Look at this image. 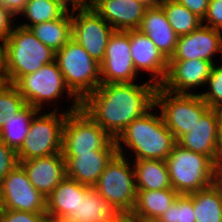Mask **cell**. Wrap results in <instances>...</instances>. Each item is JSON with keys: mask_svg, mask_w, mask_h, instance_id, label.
Here are the masks:
<instances>
[{"mask_svg": "<svg viewBox=\"0 0 222 222\" xmlns=\"http://www.w3.org/2000/svg\"><path fill=\"white\" fill-rule=\"evenodd\" d=\"M156 88L149 80L141 85L101 84L81 101L80 108L116 139L131 122L154 106Z\"/></svg>", "mask_w": 222, "mask_h": 222, "instance_id": "cell-1", "label": "cell"}, {"mask_svg": "<svg viewBox=\"0 0 222 222\" xmlns=\"http://www.w3.org/2000/svg\"><path fill=\"white\" fill-rule=\"evenodd\" d=\"M154 108L131 122L115 139L118 154L125 156L124 144L131 150L130 154L134 153L136 158L133 160L167 159L177 140L164 124L161 114L153 112Z\"/></svg>", "mask_w": 222, "mask_h": 222, "instance_id": "cell-2", "label": "cell"}, {"mask_svg": "<svg viewBox=\"0 0 222 222\" xmlns=\"http://www.w3.org/2000/svg\"><path fill=\"white\" fill-rule=\"evenodd\" d=\"M55 61V52L38 40L29 28L14 26L5 40L4 73L7 83L38 71Z\"/></svg>", "mask_w": 222, "mask_h": 222, "instance_id": "cell-3", "label": "cell"}, {"mask_svg": "<svg viewBox=\"0 0 222 222\" xmlns=\"http://www.w3.org/2000/svg\"><path fill=\"white\" fill-rule=\"evenodd\" d=\"M165 161L171 186L179 194H190L216 182V164L178 143Z\"/></svg>", "mask_w": 222, "mask_h": 222, "instance_id": "cell-4", "label": "cell"}, {"mask_svg": "<svg viewBox=\"0 0 222 222\" xmlns=\"http://www.w3.org/2000/svg\"><path fill=\"white\" fill-rule=\"evenodd\" d=\"M55 61L67 87L80 101L101 85L100 63L72 38L55 52Z\"/></svg>", "mask_w": 222, "mask_h": 222, "instance_id": "cell-5", "label": "cell"}, {"mask_svg": "<svg viewBox=\"0 0 222 222\" xmlns=\"http://www.w3.org/2000/svg\"><path fill=\"white\" fill-rule=\"evenodd\" d=\"M80 107H69L58 115V106L51 112L36 114L21 148L16 152L18 161L45 157L62 152L63 126L67 113Z\"/></svg>", "mask_w": 222, "mask_h": 222, "instance_id": "cell-6", "label": "cell"}, {"mask_svg": "<svg viewBox=\"0 0 222 222\" xmlns=\"http://www.w3.org/2000/svg\"><path fill=\"white\" fill-rule=\"evenodd\" d=\"M127 156L117 153L93 186L120 213H132L137 198L134 169Z\"/></svg>", "mask_w": 222, "mask_h": 222, "instance_id": "cell-7", "label": "cell"}, {"mask_svg": "<svg viewBox=\"0 0 222 222\" xmlns=\"http://www.w3.org/2000/svg\"><path fill=\"white\" fill-rule=\"evenodd\" d=\"M13 85L27 104L41 111L42 108L45 110L43 106L45 103L48 105L50 102L59 101L66 92L70 98L73 97L72 107H81V101L67 87L56 61L20 77Z\"/></svg>", "mask_w": 222, "mask_h": 222, "instance_id": "cell-8", "label": "cell"}, {"mask_svg": "<svg viewBox=\"0 0 222 222\" xmlns=\"http://www.w3.org/2000/svg\"><path fill=\"white\" fill-rule=\"evenodd\" d=\"M154 106L160 108L164 124L176 140L188 133L209 108L198 93L175 94L157 86Z\"/></svg>", "mask_w": 222, "mask_h": 222, "instance_id": "cell-9", "label": "cell"}, {"mask_svg": "<svg viewBox=\"0 0 222 222\" xmlns=\"http://www.w3.org/2000/svg\"><path fill=\"white\" fill-rule=\"evenodd\" d=\"M114 139L83 109L67 113L63 126V156H79L105 149Z\"/></svg>", "mask_w": 222, "mask_h": 222, "instance_id": "cell-10", "label": "cell"}, {"mask_svg": "<svg viewBox=\"0 0 222 222\" xmlns=\"http://www.w3.org/2000/svg\"><path fill=\"white\" fill-rule=\"evenodd\" d=\"M76 11H79L77 15ZM71 16L72 39L94 60L101 63L114 29L91 6H72Z\"/></svg>", "mask_w": 222, "mask_h": 222, "instance_id": "cell-11", "label": "cell"}, {"mask_svg": "<svg viewBox=\"0 0 222 222\" xmlns=\"http://www.w3.org/2000/svg\"><path fill=\"white\" fill-rule=\"evenodd\" d=\"M0 197L3 210L46 213V198L29 181L20 163L1 181Z\"/></svg>", "mask_w": 222, "mask_h": 222, "instance_id": "cell-12", "label": "cell"}, {"mask_svg": "<svg viewBox=\"0 0 222 222\" xmlns=\"http://www.w3.org/2000/svg\"><path fill=\"white\" fill-rule=\"evenodd\" d=\"M137 76L131 55L130 30H114L100 63L101 84L132 83Z\"/></svg>", "mask_w": 222, "mask_h": 222, "instance_id": "cell-13", "label": "cell"}, {"mask_svg": "<svg viewBox=\"0 0 222 222\" xmlns=\"http://www.w3.org/2000/svg\"><path fill=\"white\" fill-rule=\"evenodd\" d=\"M212 66V62L201 59L169 60L166 78L160 86L175 94H193L192 89L206 84Z\"/></svg>", "mask_w": 222, "mask_h": 222, "instance_id": "cell-14", "label": "cell"}, {"mask_svg": "<svg viewBox=\"0 0 222 222\" xmlns=\"http://www.w3.org/2000/svg\"><path fill=\"white\" fill-rule=\"evenodd\" d=\"M218 52H222V31L202 24L193 32L178 38L175 52L169 60L201 59L214 64L213 58Z\"/></svg>", "mask_w": 222, "mask_h": 222, "instance_id": "cell-15", "label": "cell"}, {"mask_svg": "<svg viewBox=\"0 0 222 222\" xmlns=\"http://www.w3.org/2000/svg\"><path fill=\"white\" fill-rule=\"evenodd\" d=\"M130 46L134 67L151 75L150 82L160 86L167 75L169 60L158 50L150 38L140 30H130Z\"/></svg>", "mask_w": 222, "mask_h": 222, "instance_id": "cell-16", "label": "cell"}, {"mask_svg": "<svg viewBox=\"0 0 222 222\" xmlns=\"http://www.w3.org/2000/svg\"><path fill=\"white\" fill-rule=\"evenodd\" d=\"M221 111L208 108L188 133L182 135L177 143L182 147L208 156L217 164V146Z\"/></svg>", "mask_w": 222, "mask_h": 222, "instance_id": "cell-17", "label": "cell"}, {"mask_svg": "<svg viewBox=\"0 0 222 222\" xmlns=\"http://www.w3.org/2000/svg\"><path fill=\"white\" fill-rule=\"evenodd\" d=\"M117 153L114 139L105 149L93 150V153H79V156H63L66 163V177L93 187Z\"/></svg>", "mask_w": 222, "mask_h": 222, "instance_id": "cell-18", "label": "cell"}, {"mask_svg": "<svg viewBox=\"0 0 222 222\" xmlns=\"http://www.w3.org/2000/svg\"><path fill=\"white\" fill-rule=\"evenodd\" d=\"M114 30H135L149 7L139 0H94L90 5Z\"/></svg>", "mask_w": 222, "mask_h": 222, "instance_id": "cell-19", "label": "cell"}, {"mask_svg": "<svg viewBox=\"0 0 222 222\" xmlns=\"http://www.w3.org/2000/svg\"><path fill=\"white\" fill-rule=\"evenodd\" d=\"M27 172L29 181L45 198L66 177V163L62 152L45 157L18 161Z\"/></svg>", "mask_w": 222, "mask_h": 222, "instance_id": "cell-20", "label": "cell"}, {"mask_svg": "<svg viewBox=\"0 0 222 222\" xmlns=\"http://www.w3.org/2000/svg\"><path fill=\"white\" fill-rule=\"evenodd\" d=\"M138 30L147 35L168 60L171 58L179 36L170 26L166 14L159 4L147 8Z\"/></svg>", "mask_w": 222, "mask_h": 222, "instance_id": "cell-21", "label": "cell"}, {"mask_svg": "<svg viewBox=\"0 0 222 222\" xmlns=\"http://www.w3.org/2000/svg\"><path fill=\"white\" fill-rule=\"evenodd\" d=\"M179 193L173 188L152 190H137L133 217L138 222H156L176 201Z\"/></svg>", "mask_w": 222, "mask_h": 222, "instance_id": "cell-22", "label": "cell"}, {"mask_svg": "<svg viewBox=\"0 0 222 222\" xmlns=\"http://www.w3.org/2000/svg\"><path fill=\"white\" fill-rule=\"evenodd\" d=\"M80 196H84V184L65 177L46 198V214L48 216L78 214Z\"/></svg>", "mask_w": 222, "mask_h": 222, "instance_id": "cell-23", "label": "cell"}, {"mask_svg": "<svg viewBox=\"0 0 222 222\" xmlns=\"http://www.w3.org/2000/svg\"><path fill=\"white\" fill-rule=\"evenodd\" d=\"M137 190L172 188L165 160L143 159L132 162Z\"/></svg>", "mask_w": 222, "mask_h": 222, "instance_id": "cell-24", "label": "cell"}, {"mask_svg": "<svg viewBox=\"0 0 222 222\" xmlns=\"http://www.w3.org/2000/svg\"><path fill=\"white\" fill-rule=\"evenodd\" d=\"M118 212L93 187L84 185V196H80L78 214L71 217L78 222H110Z\"/></svg>", "mask_w": 222, "mask_h": 222, "instance_id": "cell-25", "label": "cell"}, {"mask_svg": "<svg viewBox=\"0 0 222 222\" xmlns=\"http://www.w3.org/2000/svg\"><path fill=\"white\" fill-rule=\"evenodd\" d=\"M29 29L40 42L56 52L72 38L71 11H68L62 18L38 23Z\"/></svg>", "mask_w": 222, "mask_h": 222, "instance_id": "cell-26", "label": "cell"}, {"mask_svg": "<svg viewBox=\"0 0 222 222\" xmlns=\"http://www.w3.org/2000/svg\"><path fill=\"white\" fill-rule=\"evenodd\" d=\"M193 207L196 222H222V187L215 182L193 192Z\"/></svg>", "mask_w": 222, "mask_h": 222, "instance_id": "cell-27", "label": "cell"}, {"mask_svg": "<svg viewBox=\"0 0 222 222\" xmlns=\"http://www.w3.org/2000/svg\"><path fill=\"white\" fill-rule=\"evenodd\" d=\"M40 110L26 104L15 117L5 123L0 130V140L17 152L24 143L33 117Z\"/></svg>", "mask_w": 222, "mask_h": 222, "instance_id": "cell-28", "label": "cell"}, {"mask_svg": "<svg viewBox=\"0 0 222 222\" xmlns=\"http://www.w3.org/2000/svg\"><path fill=\"white\" fill-rule=\"evenodd\" d=\"M68 5L70 6L66 0H28L19 15L29 19L30 23L20 26L30 28L38 23L62 18L71 10Z\"/></svg>", "mask_w": 222, "mask_h": 222, "instance_id": "cell-29", "label": "cell"}, {"mask_svg": "<svg viewBox=\"0 0 222 222\" xmlns=\"http://www.w3.org/2000/svg\"><path fill=\"white\" fill-rule=\"evenodd\" d=\"M167 20L174 32L180 37L187 35L202 25V20L177 0H161Z\"/></svg>", "mask_w": 222, "mask_h": 222, "instance_id": "cell-30", "label": "cell"}, {"mask_svg": "<svg viewBox=\"0 0 222 222\" xmlns=\"http://www.w3.org/2000/svg\"><path fill=\"white\" fill-rule=\"evenodd\" d=\"M26 104L25 99L18 92L17 88L11 83H6L0 90V130Z\"/></svg>", "mask_w": 222, "mask_h": 222, "instance_id": "cell-31", "label": "cell"}, {"mask_svg": "<svg viewBox=\"0 0 222 222\" xmlns=\"http://www.w3.org/2000/svg\"><path fill=\"white\" fill-rule=\"evenodd\" d=\"M156 222H196L193 193L179 194L170 209L164 212Z\"/></svg>", "mask_w": 222, "mask_h": 222, "instance_id": "cell-32", "label": "cell"}, {"mask_svg": "<svg viewBox=\"0 0 222 222\" xmlns=\"http://www.w3.org/2000/svg\"><path fill=\"white\" fill-rule=\"evenodd\" d=\"M215 64H213L206 82L210 89L204 93L200 92L199 95L210 108L222 111V64L221 66Z\"/></svg>", "mask_w": 222, "mask_h": 222, "instance_id": "cell-33", "label": "cell"}, {"mask_svg": "<svg viewBox=\"0 0 222 222\" xmlns=\"http://www.w3.org/2000/svg\"><path fill=\"white\" fill-rule=\"evenodd\" d=\"M46 220V213L3 210L2 214L0 215L1 222H46Z\"/></svg>", "mask_w": 222, "mask_h": 222, "instance_id": "cell-34", "label": "cell"}, {"mask_svg": "<svg viewBox=\"0 0 222 222\" xmlns=\"http://www.w3.org/2000/svg\"><path fill=\"white\" fill-rule=\"evenodd\" d=\"M205 26L222 31V0H210L204 19Z\"/></svg>", "mask_w": 222, "mask_h": 222, "instance_id": "cell-35", "label": "cell"}, {"mask_svg": "<svg viewBox=\"0 0 222 222\" xmlns=\"http://www.w3.org/2000/svg\"><path fill=\"white\" fill-rule=\"evenodd\" d=\"M17 164L16 152L0 140V183Z\"/></svg>", "mask_w": 222, "mask_h": 222, "instance_id": "cell-36", "label": "cell"}, {"mask_svg": "<svg viewBox=\"0 0 222 222\" xmlns=\"http://www.w3.org/2000/svg\"><path fill=\"white\" fill-rule=\"evenodd\" d=\"M14 19H17V18L0 3V38L1 39L6 40L9 37L15 25L13 24Z\"/></svg>", "mask_w": 222, "mask_h": 222, "instance_id": "cell-37", "label": "cell"}, {"mask_svg": "<svg viewBox=\"0 0 222 222\" xmlns=\"http://www.w3.org/2000/svg\"><path fill=\"white\" fill-rule=\"evenodd\" d=\"M180 4L185 6L191 12H193L201 20L204 19L208 4L210 0H177Z\"/></svg>", "mask_w": 222, "mask_h": 222, "instance_id": "cell-38", "label": "cell"}, {"mask_svg": "<svg viewBox=\"0 0 222 222\" xmlns=\"http://www.w3.org/2000/svg\"><path fill=\"white\" fill-rule=\"evenodd\" d=\"M28 0H0V3L15 17L24 9Z\"/></svg>", "mask_w": 222, "mask_h": 222, "instance_id": "cell-39", "label": "cell"}, {"mask_svg": "<svg viewBox=\"0 0 222 222\" xmlns=\"http://www.w3.org/2000/svg\"><path fill=\"white\" fill-rule=\"evenodd\" d=\"M46 222H78L71 216H48Z\"/></svg>", "mask_w": 222, "mask_h": 222, "instance_id": "cell-40", "label": "cell"}, {"mask_svg": "<svg viewBox=\"0 0 222 222\" xmlns=\"http://www.w3.org/2000/svg\"><path fill=\"white\" fill-rule=\"evenodd\" d=\"M110 222H138L131 213H121Z\"/></svg>", "mask_w": 222, "mask_h": 222, "instance_id": "cell-41", "label": "cell"}, {"mask_svg": "<svg viewBox=\"0 0 222 222\" xmlns=\"http://www.w3.org/2000/svg\"><path fill=\"white\" fill-rule=\"evenodd\" d=\"M217 158H222V111H221L220 120H219Z\"/></svg>", "mask_w": 222, "mask_h": 222, "instance_id": "cell-42", "label": "cell"}, {"mask_svg": "<svg viewBox=\"0 0 222 222\" xmlns=\"http://www.w3.org/2000/svg\"><path fill=\"white\" fill-rule=\"evenodd\" d=\"M4 53H5V40L0 38V74H5L4 73Z\"/></svg>", "mask_w": 222, "mask_h": 222, "instance_id": "cell-43", "label": "cell"}, {"mask_svg": "<svg viewBox=\"0 0 222 222\" xmlns=\"http://www.w3.org/2000/svg\"><path fill=\"white\" fill-rule=\"evenodd\" d=\"M216 182L222 187V158H217Z\"/></svg>", "mask_w": 222, "mask_h": 222, "instance_id": "cell-44", "label": "cell"}, {"mask_svg": "<svg viewBox=\"0 0 222 222\" xmlns=\"http://www.w3.org/2000/svg\"><path fill=\"white\" fill-rule=\"evenodd\" d=\"M72 6H90L94 0H66Z\"/></svg>", "mask_w": 222, "mask_h": 222, "instance_id": "cell-45", "label": "cell"}, {"mask_svg": "<svg viewBox=\"0 0 222 222\" xmlns=\"http://www.w3.org/2000/svg\"><path fill=\"white\" fill-rule=\"evenodd\" d=\"M147 4L148 6H155L160 3L161 0H139Z\"/></svg>", "mask_w": 222, "mask_h": 222, "instance_id": "cell-46", "label": "cell"}, {"mask_svg": "<svg viewBox=\"0 0 222 222\" xmlns=\"http://www.w3.org/2000/svg\"><path fill=\"white\" fill-rule=\"evenodd\" d=\"M7 83L5 74H0V90L5 86Z\"/></svg>", "mask_w": 222, "mask_h": 222, "instance_id": "cell-47", "label": "cell"}, {"mask_svg": "<svg viewBox=\"0 0 222 222\" xmlns=\"http://www.w3.org/2000/svg\"><path fill=\"white\" fill-rule=\"evenodd\" d=\"M2 211H3V206H2V200H1V197H0V215L2 214Z\"/></svg>", "mask_w": 222, "mask_h": 222, "instance_id": "cell-48", "label": "cell"}]
</instances>
